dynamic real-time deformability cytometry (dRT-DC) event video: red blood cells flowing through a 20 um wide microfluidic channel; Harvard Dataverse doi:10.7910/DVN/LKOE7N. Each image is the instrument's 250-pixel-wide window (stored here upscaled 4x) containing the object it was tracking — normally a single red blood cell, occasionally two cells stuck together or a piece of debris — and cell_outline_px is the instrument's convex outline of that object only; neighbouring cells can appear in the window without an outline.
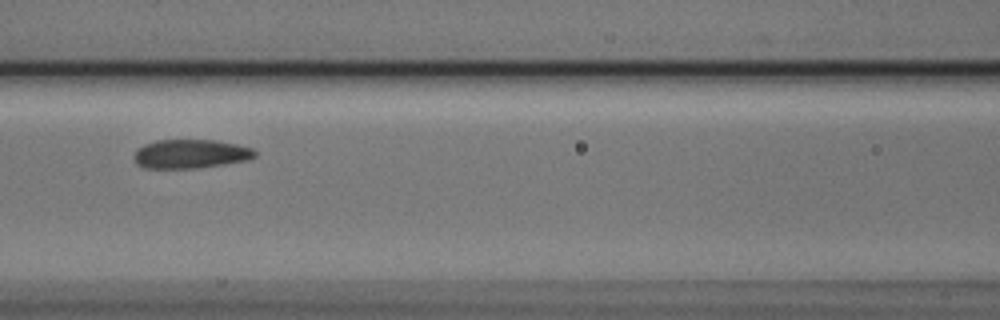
{"species": "Egyptian fruit bat (a non-hibernating species)", "species_latin": "Rousettus aegyptiacus", "temperature_condition": "cold", "stored_images_in_passage": 13, "camera_frame_rate_fps": 3000, "um_per_image_px": 0.085, "animal": {"sex": "male"}, "frame": {"image": 1, "passage_image": 4, "time_ms": 1.0, "image_size_px": [1000, 320], "cell_outline_px": [[256, 156], [248, 160], [200, 168], [144, 168], [136, 164], [132, 156], [136, 148], [144, 144], [156, 140], [216, 140], [236, 144], [252, 148], [256, 152]], "centroid_in_image_um": [16.16, 13.08], "position_along_channel_um": 150.4, "area_um2": 20.63}}
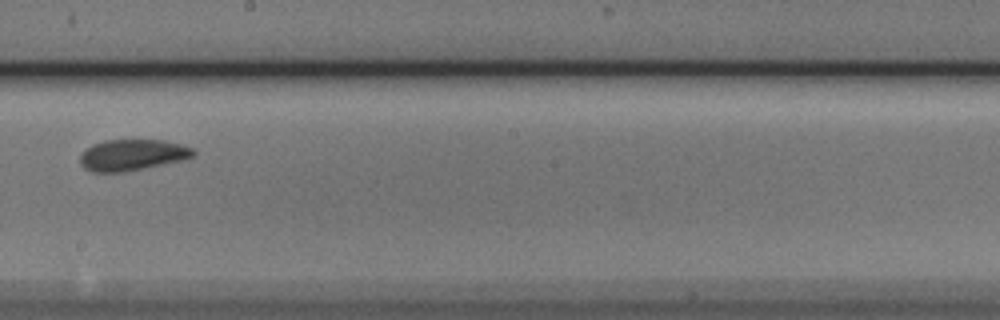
{"frame": {"image": 2, "passage_image": 6, "time_ms": 1.667, "image_size_px": [1000, 320], "cell_outline_px": [[196, 156], [188, 160], [124, 172], [92, 172], [84, 168], [80, 164], [80, 156], [92, 144], [104, 140], [164, 140], [180, 144], [192, 148], [196, 152]], "centroid_in_image_um": [11.31, 13.18], "position_along_channel_um": 236.9, "area_um2": 20.87}}
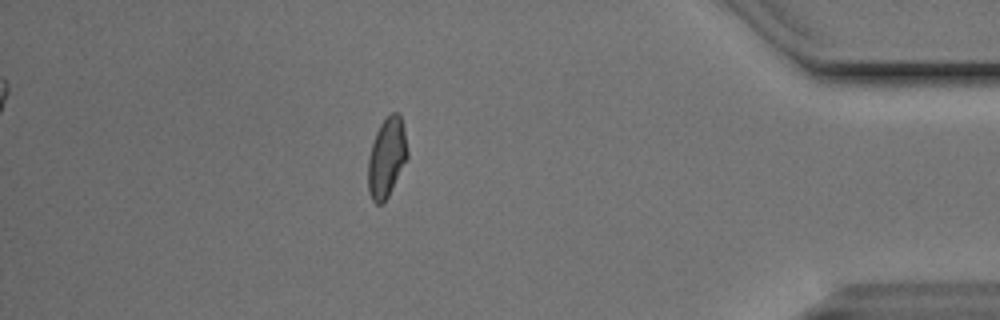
{"frame": {"image": 3, "passage_image": 13, "time_ms": 4.0, "image_size_px": [1000, 320], "cell_outline_px": [[408, 156], [388, 196], [380, 204], [376, 204], [372, 200], [368, 192], [368, 160], [372, 144], [376, 132], [380, 124], [392, 112], [396, 112], [400, 116], [404, 128], [408, 152]], "centroid_in_image_um": [32.86, 13.39], "position_along_channel_um": 402.3, "area_um2": 17.98}}